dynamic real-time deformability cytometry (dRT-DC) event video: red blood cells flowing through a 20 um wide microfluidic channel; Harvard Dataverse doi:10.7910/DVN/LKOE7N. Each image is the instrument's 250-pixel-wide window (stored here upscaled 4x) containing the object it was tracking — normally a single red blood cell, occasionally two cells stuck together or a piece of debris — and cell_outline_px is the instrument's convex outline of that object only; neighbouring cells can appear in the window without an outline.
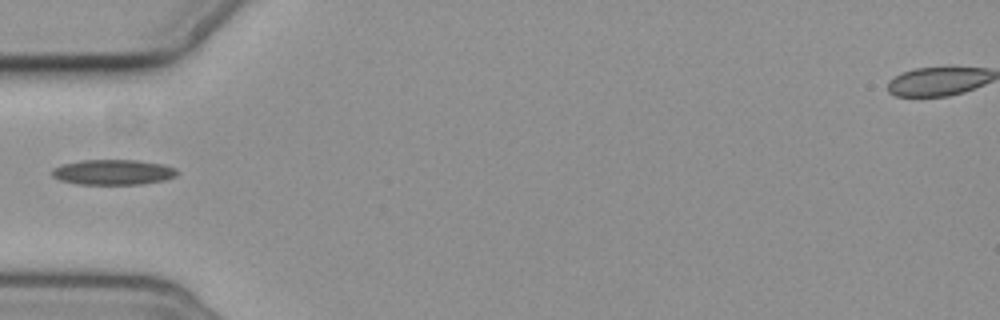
{"species": "common noctule bat (a hibernating species)", "species_latin": "Nyctalus noctula", "temperature_condition": "cold", "stored_images_in_passage": 3, "camera_frame_rate_fps": 3000, "um_per_image_px": 0.085, "animal": {"sex": "female", "body_mass_g": 19.3, "forearm_length_mm": 54.1}, "frame": {"image": 1, "passage_image": 3, "time_ms": 2.333, "image_size_px": [1000, 320], "cell_outline_px": [[180, 172], [176, 176], [164, 180], [140, 184], [76, 184], [60, 180], [52, 176], [52, 168], [60, 164], [80, 160], [136, 160], [164, 164], [176, 168]], "centroid_in_image_um": [9.61, 14.63], "position_along_channel_um": 75.4, "area_um2": 18.61}}